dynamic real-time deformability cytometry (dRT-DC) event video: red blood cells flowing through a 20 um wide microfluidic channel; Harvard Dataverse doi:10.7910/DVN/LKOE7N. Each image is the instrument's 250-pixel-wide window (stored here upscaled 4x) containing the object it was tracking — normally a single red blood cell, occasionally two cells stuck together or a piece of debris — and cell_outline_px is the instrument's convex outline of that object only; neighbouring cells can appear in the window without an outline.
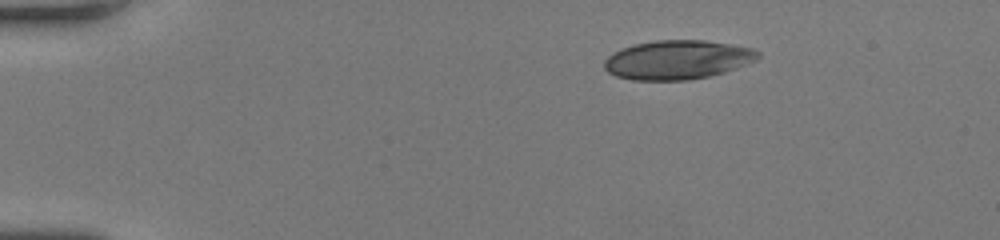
{"species": "human", "species_latin": "Homo sapiens", "temperature_condition": "room temperature", "stored_images_in_passage": 42, "camera_frame_rate_fps": 3000, "um_per_image_px": 0.085, "donor": {"sex": "female"}, "frame": {"image": 1, "passage_image": 1, "time_ms": 0.0, "image_size_px": [1000, 240], "cell_outline_px": [[760, 56], [756, 60], [736, 68], [724, 72], [708, 76], [688, 80], [632, 80], [616, 76], [608, 72], [604, 68], [604, 60], [612, 52], [632, 44], [656, 40], [704, 40], [752, 48], [760, 52]], "centroid_in_image_um": [57.55, 5.08], "position_along_channel_um": 27.4, "area_um2": 35.03}}
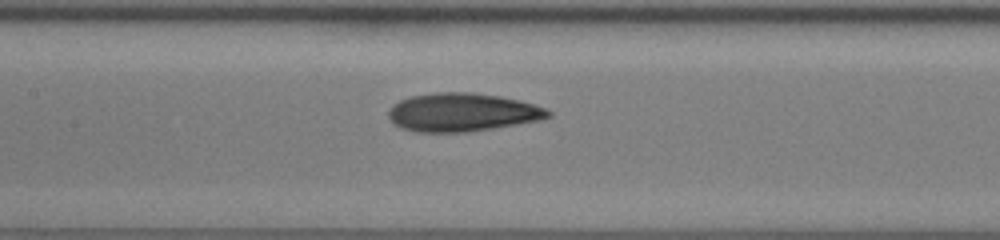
{"frame": {"image": 2, "passage_image": 17, "time_ms": 5.333, "image_size_px": [1000, 240], "cell_outline_px": [[552, 116], [540, 120], [468, 132], [416, 132], [400, 128], [388, 116], [388, 112], [392, 104], [400, 100], [412, 96], [436, 92], [472, 92], [500, 96], [520, 100], [544, 108], [552, 112]], "centroid_in_image_um": [39.28, 9.54], "position_along_channel_um": 168.1, "area_um2": 35.66}}
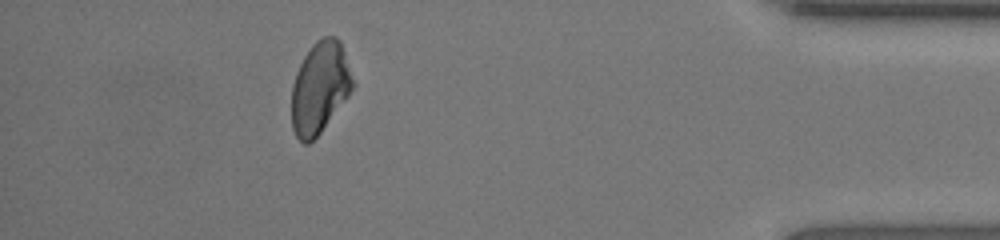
{"frame": {"image": 3, "passage_image": 37, "time_ms": 12.0, "image_size_px": [1000, 240], "cell_outline_px": [[356, 84], [348, 96], [320, 132], [308, 144], [304, 144], [296, 136], [292, 128], [292, 84], [296, 72], [304, 56], [312, 44], [316, 40], [324, 36], [336, 36], [340, 40]], "centroid_in_image_um": [27.19, 7.41], "position_along_channel_um": 408.0, "area_um2": 32.66}, "authors_computed_cell_mechanics": {"area_um2": 34.6511, "velocity_mm_per_s": 4.2707, "shape_relaxation_time_tau1_ms": 6.4241, "shape_relaxation_time_tau2_ms": 2.0733, "deformation_change_tau1": 0.187, "deformation_change_tau2": 0.0652}}